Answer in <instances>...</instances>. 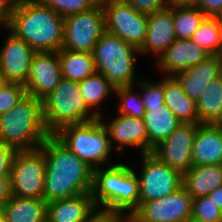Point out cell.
<instances>
[{
  "label": "cell",
  "instance_id": "cell-1",
  "mask_svg": "<svg viewBox=\"0 0 222 222\" xmlns=\"http://www.w3.org/2000/svg\"><path fill=\"white\" fill-rule=\"evenodd\" d=\"M39 148L45 156L43 199L46 203L91 192L93 169L54 135Z\"/></svg>",
  "mask_w": 222,
  "mask_h": 222
},
{
  "label": "cell",
  "instance_id": "cell-2",
  "mask_svg": "<svg viewBox=\"0 0 222 222\" xmlns=\"http://www.w3.org/2000/svg\"><path fill=\"white\" fill-rule=\"evenodd\" d=\"M8 29L36 52L62 49L64 17L37 0H16Z\"/></svg>",
  "mask_w": 222,
  "mask_h": 222
},
{
  "label": "cell",
  "instance_id": "cell-3",
  "mask_svg": "<svg viewBox=\"0 0 222 222\" xmlns=\"http://www.w3.org/2000/svg\"><path fill=\"white\" fill-rule=\"evenodd\" d=\"M133 169L120 162L93 170L90 193L95 206L133 213L140 204L139 177Z\"/></svg>",
  "mask_w": 222,
  "mask_h": 222
},
{
  "label": "cell",
  "instance_id": "cell-4",
  "mask_svg": "<svg viewBox=\"0 0 222 222\" xmlns=\"http://www.w3.org/2000/svg\"><path fill=\"white\" fill-rule=\"evenodd\" d=\"M49 136L42 100L34 96L27 94L12 109L0 115V142L17 151L37 149Z\"/></svg>",
  "mask_w": 222,
  "mask_h": 222
},
{
  "label": "cell",
  "instance_id": "cell-5",
  "mask_svg": "<svg viewBox=\"0 0 222 222\" xmlns=\"http://www.w3.org/2000/svg\"><path fill=\"white\" fill-rule=\"evenodd\" d=\"M42 108L45 127L50 135L56 134L67 125L81 124L99 118L85 103L79 82L64 77L56 88L42 99Z\"/></svg>",
  "mask_w": 222,
  "mask_h": 222
},
{
  "label": "cell",
  "instance_id": "cell-6",
  "mask_svg": "<svg viewBox=\"0 0 222 222\" xmlns=\"http://www.w3.org/2000/svg\"><path fill=\"white\" fill-rule=\"evenodd\" d=\"M92 54L96 72L115 88L136 85V56L141 55L138 48L105 31Z\"/></svg>",
  "mask_w": 222,
  "mask_h": 222
},
{
  "label": "cell",
  "instance_id": "cell-7",
  "mask_svg": "<svg viewBox=\"0 0 222 222\" xmlns=\"http://www.w3.org/2000/svg\"><path fill=\"white\" fill-rule=\"evenodd\" d=\"M54 136L93 170L104 167L113 150L108 128L101 118L67 125Z\"/></svg>",
  "mask_w": 222,
  "mask_h": 222
},
{
  "label": "cell",
  "instance_id": "cell-8",
  "mask_svg": "<svg viewBox=\"0 0 222 222\" xmlns=\"http://www.w3.org/2000/svg\"><path fill=\"white\" fill-rule=\"evenodd\" d=\"M12 195L43 199L45 185V156L40 148L17 151L11 172Z\"/></svg>",
  "mask_w": 222,
  "mask_h": 222
},
{
  "label": "cell",
  "instance_id": "cell-9",
  "mask_svg": "<svg viewBox=\"0 0 222 222\" xmlns=\"http://www.w3.org/2000/svg\"><path fill=\"white\" fill-rule=\"evenodd\" d=\"M105 31L104 11L99 2L88 11L64 17L62 49L92 53Z\"/></svg>",
  "mask_w": 222,
  "mask_h": 222
},
{
  "label": "cell",
  "instance_id": "cell-10",
  "mask_svg": "<svg viewBox=\"0 0 222 222\" xmlns=\"http://www.w3.org/2000/svg\"><path fill=\"white\" fill-rule=\"evenodd\" d=\"M105 17V30L140 48L145 40L148 15L137 12L125 0H100Z\"/></svg>",
  "mask_w": 222,
  "mask_h": 222
},
{
  "label": "cell",
  "instance_id": "cell-11",
  "mask_svg": "<svg viewBox=\"0 0 222 222\" xmlns=\"http://www.w3.org/2000/svg\"><path fill=\"white\" fill-rule=\"evenodd\" d=\"M142 170L137 174L140 202L162 199L182 187L183 174L161 162L152 153L141 154Z\"/></svg>",
  "mask_w": 222,
  "mask_h": 222
},
{
  "label": "cell",
  "instance_id": "cell-12",
  "mask_svg": "<svg viewBox=\"0 0 222 222\" xmlns=\"http://www.w3.org/2000/svg\"><path fill=\"white\" fill-rule=\"evenodd\" d=\"M192 196L182 186L162 199L140 202L132 213L141 222H190Z\"/></svg>",
  "mask_w": 222,
  "mask_h": 222
},
{
  "label": "cell",
  "instance_id": "cell-13",
  "mask_svg": "<svg viewBox=\"0 0 222 222\" xmlns=\"http://www.w3.org/2000/svg\"><path fill=\"white\" fill-rule=\"evenodd\" d=\"M198 125L181 124L168 138L154 147L152 154L161 162L184 174L193 166L192 150Z\"/></svg>",
  "mask_w": 222,
  "mask_h": 222
},
{
  "label": "cell",
  "instance_id": "cell-14",
  "mask_svg": "<svg viewBox=\"0 0 222 222\" xmlns=\"http://www.w3.org/2000/svg\"><path fill=\"white\" fill-rule=\"evenodd\" d=\"M3 44L0 50V73L6 82L25 85L36 51L10 31Z\"/></svg>",
  "mask_w": 222,
  "mask_h": 222
},
{
  "label": "cell",
  "instance_id": "cell-15",
  "mask_svg": "<svg viewBox=\"0 0 222 222\" xmlns=\"http://www.w3.org/2000/svg\"><path fill=\"white\" fill-rule=\"evenodd\" d=\"M62 78L57 52H36L25 84L28 95L42 100L51 93Z\"/></svg>",
  "mask_w": 222,
  "mask_h": 222
},
{
  "label": "cell",
  "instance_id": "cell-16",
  "mask_svg": "<svg viewBox=\"0 0 222 222\" xmlns=\"http://www.w3.org/2000/svg\"><path fill=\"white\" fill-rule=\"evenodd\" d=\"M108 128L110 143L115 151L122 152L126 146L140 149L141 154L149 153V139L146 125L143 118H133L126 115L117 114L112 121L104 122ZM117 142V146L115 143Z\"/></svg>",
  "mask_w": 222,
  "mask_h": 222
},
{
  "label": "cell",
  "instance_id": "cell-17",
  "mask_svg": "<svg viewBox=\"0 0 222 222\" xmlns=\"http://www.w3.org/2000/svg\"><path fill=\"white\" fill-rule=\"evenodd\" d=\"M210 54L190 39H176L157 59L155 64L160 71L175 76L196 66Z\"/></svg>",
  "mask_w": 222,
  "mask_h": 222
},
{
  "label": "cell",
  "instance_id": "cell-18",
  "mask_svg": "<svg viewBox=\"0 0 222 222\" xmlns=\"http://www.w3.org/2000/svg\"><path fill=\"white\" fill-rule=\"evenodd\" d=\"M173 7L148 15L147 32L140 54L156 55L158 58L174 41Z\"/></svg>",
  "mask_w": 222,
  "mask_h": 222
},
{
  "label": "cell",
  "instance_id": "cell-19",
  "mask_svg": "<svg viewBox=\"0 0 222 222\" xmlns=\"http://www.w3.org/2000/svg\"><path fill=\"white\" fill-rule=\"evenodd\" d=\"M222 76V61L218 55H210L196 66L175 75L184 93L196 102L215 79Z\"/></svg>",
  "mask_w": 222,
  "mask_h": 222
},
{
  "label": "cell",
  "instance_id": "cell-20",
  "mask_svg": "<svg viewBox=\"0 0 222 222\" xmlns=\"http://www.w3.org/2000/svg\"><path fill=\"white\" fill-rule=\"evenodd\" d=\"M193 166L222 164V124H199L192 150Z\"/></svg>",
  "mask_w": 222,
  "mask_h": 222
},
{
  "label": "cell",
  "instance_id": "cell-21",
  "mask_svg": "<svg viewBox=\"0 0 222 222\" xmlns=\"http://www.w3.org/2000/svg\"><path fill=\"white\" fill-rule=\"evenodd\" d=\"M94 207L91 193L79 194L47 203L46 218L50 222H82Z\"/></svg>",
  "mask_w": 222,
  "mask_h": 222
},
{
  "label": "cell",
  "instance_id": "cell-22",
  "mask_svg": "<svg viewBox=\"0 0 222 222\" xmlns=\"http://www.w3.org/2000/svg\"><path fill=\"white\" fill-rule=\"evenodd\" d=\"M164 104L182 124H199L197 102L184 93L174 76L164 78Z\"/></svg>",
  "mask_w": 222,
  "mask_h": 222
},
{
  "label": "cell",
  "instance_id": "cell-23",
  "mask_svg": "<svg viewBox=\"0 0 222 222\" xmlns=\"http://www.w3.org/2000/svg\"><path fill=\"white\" fill-rule=\"evenodd\" d=\"M143 119L148 133L149 153L182 124L165 104L149 106Z\"/></svg>",
  "mask_w": 222,
  "mask_h": 222
},
{
  "label": "cell",
  "instance_id": "cell-24",
  "mask_svg": "<svg viewBox=\"0 0 222 222\" xmlns=\"http://www.w3.org/2000/svg\"><path fill=\"white\" fill-rule=\"evenodd\" d=\"M182 186L192 196H206L222 185V164L192 166L183 174Z\"/></svg>",
  "mask_w": 222,
  "mask_h": 222
},
{
  "label": "cell",
  "instance_id": "cell-25",
  "mask_svg": "<svg viewBox=\"0 0 222 222\" xmlns=\"http://www.w3.org/2000/svg\"><path fill=\"white\" fill-rule=\"evenodd\" d=\"M46 215L47 203L44 199L12 195L5 205L6 222H41Z\"/></svg>",
  "mask_w": 222,
  "mask_h": 222
},
{
  "label": "cell",
  "instance_id": "cell-26",
  "mask_svg": "<svg viewBox=\"0 0 222 222\" xmlns=\"http://www.w3.org/2000/svg\"><path fill=\"white\" fill-rule=\"evenodd\" d=\"M62 77L80 82L96 72L93 54L61 49L57 52Z\"/></svg>",
  "mask_w": 222,
  "mask_h": 222
},
{
  "label": "cell",
  "instance_id": "cell-27",
  "mask_svg": "<svg viewBox=\"0 0 222 222\" xmlns=\"http://www.w3.org/2000/svg\"><path fill=\"white\" fill-rule=\"evenodd\" d=\"M199 124H222V76L213 80L197 101Z\"/></svg>",
  "mask_w": 222,
  "mask_h": 222
},
{
  "label": "cell",
  "instance_id": "cell-28",
  "mask_svg": "<svg viewBox=\"0 0 222 222\" xmlns=\"http://www.w3.org/2000/svg\"><path fill=\"white\" fill-rule=\"evenodd\" d=\"M80 92L87 106L93 110L100 118L103 117L99 111L100 105L111 93L115 92V87L99 72L87 77L79 82ZM97 109V110H95Z\"/></svg>",
  "mask_w": 222,
  "mask_h": 222
},
{
  "label": "cell",
  "instance_id": "cell-29",
  "mask_svg": "<svg viewBox=\"0 0 222 222\" xmlns=\"http://www.w3.org/2000/svg\"><path fill=\"white\" fill-rule=\"evenodd\" d=\"M207 16L197 6L173 7L176 39H191Z\"/></svg>",
  "mask_w": 222,
  "mask_h": 222
},
{
  "label": "cell",
  "instance_id": "cell-30",
  "mask_svg": "<svg viewBox=\"0 0 222 222\" xmlns=\"http://www.w3.org/2000/svg\"><path fill=\"white\" fill-rule=\"evenodd\" d=\"M190 40L210 55H218L219 28L215 17H206Z\"/></svg>",
  "mask_w": 222,
  "mask_h": 222
},
{
  "label": "cell",
  "instance_id": "cell-31",
  "mask_svg": "<svg viewBox=\"0 0 222 222\" xmlns=\"http://www.w3.org/2000/svg\"><path fill=\"white\" fill-rule=\"evenodd\" d=\"M134 87L135 85L115 88L114 94L121 101L117 112L133 118H144L143 100L141 94L134 92Z\"/></svg>",
  "mask_w": 222,
  "mask_h": 222
},
{
  "label": "cell",
  "instance_id": "cell-32",
  "mask_svg": "<svg viewBox=\"0 0 222 222\" xmlns=\"http://www.w3.org/2000/svg\"><path fill=\"white\" fill-rule=\"evenodd\" d=\"M191 221L222 222V211L207 195L199 196L192 201Z\"/></svg>",
  "mask_w": 222,
  "mask_h": 222
},
{
  "label": "cell",
  "instance_id": "cell-33",
  "mask_svg": "<svg viewBox=\"0 0 222 222\" xmlns=\"http://www.w3.org/2000/svg\"><path fill=\"white\" fill-rule=\"evenodd\" d=\"M40 4L50 7L60 16L66 17L88 11L95 7L100 0H37Z\"/></svg>",
  "mask_w": 222,
  "mask_h": 222
},
{
  "label": "cell",
  "instance_id": "cell-34",
  "mask_svg": "<svg viewBox=\"0 0 222 222\" xmlns=\"http://www.w3.org/2000/svg\"><path fill=\"white\" fill-rule=\"evenodd\" d=\"M137 85L142 90L141 97L143 104L146 109L149 106H159L164 104V79L159 80V82H154L149 80H138Z\"/></svg>",
  "mask_w": 222,
  "mask_h": 222
},
{
  "label": "cell",
  "instance_id": "cell-35",
  "mask_svg": "<svg viewBox=\"0 0 222 222\" xmlns=\"http://www.w3.org/2000/svg\"><path fill=\"white\" fill-rule=\"evenodd\" d=\"M26 95L24 84L5 82L0 88V115L12 109Z\"/></svg>",
  "mask_w": 222,
  "mask_h": 222
},
{
  "label": "cell",
  "instance_id": "cell-36",
  "mask_svg": "<svg viewBox=\"0 0 222 222\" xmlns=\"http://www.w3.org/2000/svg\"><path fill=\"white\" fill-rule=\"evenodd\" d=\"M137 12L150 15L167 8L166 0H125Z\"/></svg>",
  "mask_w": 222,
  "mask_h": 222
},
{
  "label": "cell",
  "instance_id": "cell-37",
  "mask_svg": "<svg viewBox=\"0 0 222 222\" xmlns=\"http://www.w3.org/2000/svg\"><path fill=\"white\" fill-rule=\"evenodd\" d=\"M120 214L109 208L95 206L82 222H117Z\"/></svg>",
  "mask_w": 222,
  "mask_h": 222
},
{
  "label": "cell",
  "instance_id": "cell-38",
  "mask_svg": "<svg viewBox=\"0 0 222 222\" xmlns=\"http://www.w3.org/2000/svg\"><path fill=\"white\" fill-rule=\"evenodd\" d=\"M17 150L0 142V176H10Z\"/></svg>",
  "mask_w": 222,
  "mask_h": 222
},
{
  "label": "cell",
  "instance_id": "cell-39",
  "mask_svg": "<svg viewBox=\"0 0 222 222\" xmlns=\"http://www.w3.org/2000/svg\"><path fill=\"white\" fill-rule=\"evenodd\" d=\"M207 17L222 14V0H198L196 5Z\"/></svg>",
  "mask_w": 222,
  "mask_h": 222
},
{
  "label": "cell",
  "instance_id": "cell-40",
  "mask_svg": "<svg viewBox=\"0 0 222 222\" xmlns=\"http://www.w3.org/2000/svg\"><path fill=\"white\" fill-rule=\"evenodd\" d=\"M16 0H0V24L9 28L12 10Z\"/></svg>",
  "mask_w": 222,
  "mask_h": 222
},
{
  "label": "cell",
  "instance_id": "cell-41",
  "mask_svg": "<svg viewBox=\"0 0 222 222\" xmlns=\"http://www.w3.org/2000/svg\"><path fill=\"white\" fill-rule=\"evenodd\" d=\"M11 197L10 176H0V204L6 205Z\"/></svg>",
  "mask_w": 222,
  "mask_h": 222
},
{
  "label": "cell",
  "instance_id": "cell-42",
  "mask_svg": "<svg viewBox=\"0 0 222 222\" xmlns=\"http://www.w3.org/2000/svg\"><path fill=\"white\" fill-rule=\"evenodd\" d=\"M222 211V185L207 195Z\"/></svg>",
  "mask_w": 222,
  "mask_h": 222
},
{
  "label": "cell",
  "instance_id": "cell-43",
  "mask_svg": "<svg viewBox=\"0 0 222 222\" xmlns=\"http://www.w3.org/2000/svg\"><path fill=\"white\" fill-rule=\"evenodd\" d=\"M168 7L176 6H196L198 0H166Z\"/></svg>",
  "mask_w": 222,
  "mask_h": 222
},
{
  "label": "cell",
  "instance_id": "cell-44",
  "mask_svg": "<svg viewBox=\"0 0 222 222\" xmlns=\"http://www.w3.org/2000/svg\"><path fill=\"white\" fill-rule=\"evenodd\" d=\"M215 19L218 23L219 28V48H218V56H222V14L215 16Z\"/></svg>",
  "mask_w": 222,
  "mask_h": 222
},
{
  "label": "cell",
  "instance_id": "cell-45",
  "mask_svg": "<svg viewBox=\"0 0 222 222\" xmlns=\"http://www.w3.org/2000/svg\"><path fill=\"white\" fill-rule=\"evenodd\" d=\"M117 222H141V221L131 213V214H120Z\"/></svg>",
  "mask_w": 222,
  "mask_h": 222
},
{
  "label": "cell",
  "instance_id": "cell-46",
  "mask_svg": "<svg viewBox=\"0 0 222 222\" xmlns=\"http://www.w3.org/2000/svg\"><path fill=\"white\" fill-rule=\"evenodd\" d=\"M4 215H5V205L0 204V222H6Z\"/></svg>",
  "mask_w": 222,
  "mask_h": 222
},
{
  "label": "cell",
  "instance_id": "cell-47",
  "mask_svg": "<svg viewBox=\"0 0 222 222\" xmlns=\"http://www.w3.org/2000/svg\"><path fill=\"white\" fill-rule=\"evenodd\" d=\"M5 79H4V76L0 73V88L4 85L5 83Z\"/></svg>",
  "mask_w": 222,
  "mask_h": 222
},
{
  "label": "cell",
  "instance_id": "cell-48",
  "mask_svg": "<svg viewBox=\"0 0 222 222\" xmlns=\"http://www.w3.org/2000/svg\"><path fill=\"white\" fill-rule=\"evenodd\" d=\"M41 222H50L47 218H45L44 220H42Z\"/></svg>",
  "mask_w": 222,
  "mask_h": 222
}]
</instances>
